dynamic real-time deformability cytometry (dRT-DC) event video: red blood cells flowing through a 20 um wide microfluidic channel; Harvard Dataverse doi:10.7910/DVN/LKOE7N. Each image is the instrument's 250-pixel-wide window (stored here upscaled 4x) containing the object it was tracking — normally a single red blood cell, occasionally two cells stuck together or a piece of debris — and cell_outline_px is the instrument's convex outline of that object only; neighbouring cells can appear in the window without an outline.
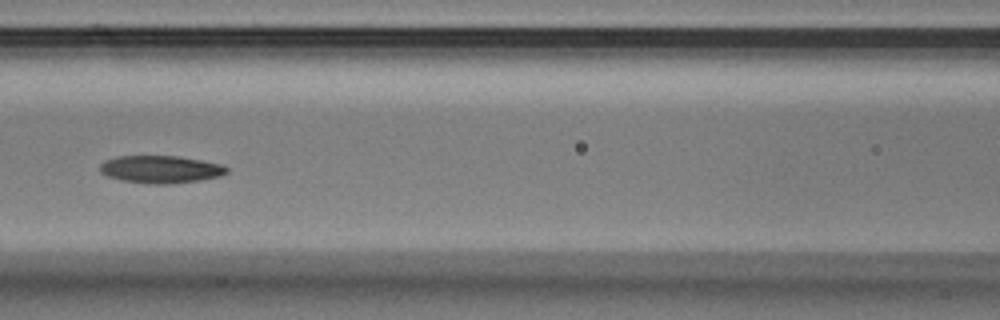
{"species": "Egyptian fruit bat (a non-hibernating species)", "species_latin": "Rousettus aegyptiacus", "temperature_condition": "warm", "stored_images_in_passage": 40, "camera_frame_rate_fps": 3000, "um_per_image_px": 0.085, "animal": {"sex": "male"}, "frame": {"image": 1, "passage_image": 18, "time_ms": 5.667, "image_size_px": [1000, 320], "cell_outline_px": [[228, 172], [220, 176], [200, 180], [172, 184], [156, 184], [124, 180], [108, 176], [100, 172], [100, 164], [104, 160], [116, 156], [176, 156], [224, 164], [228, 168]], "centroid_in_image_um": [13.68, 14.38], "position_along_channel_um": 152.9, "area_um2": 20.29}}
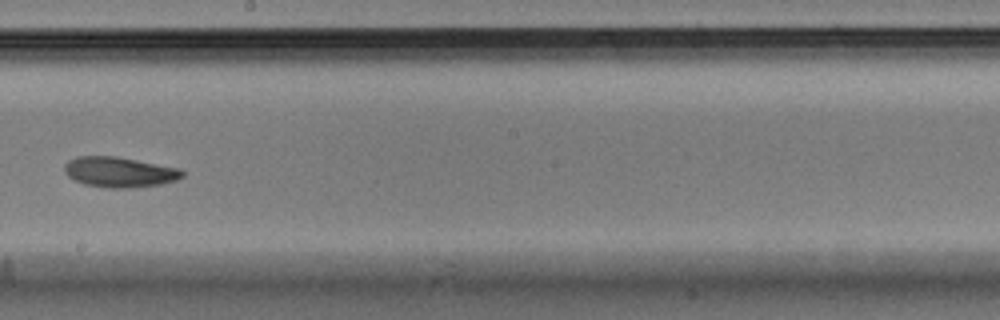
{"frame": {"image": 2, "passage_image": 23, "time_ms": 7.333, "image_size_px": [1000, 320], "cell_outline_px": [[184, 176], [176, 180], [160, 184], [128, 188], [108, 188], [84, 184], [68, 176], [64, 172], [64, 164], [68, 160], [76, 156], [116, 156], [180, 168], [184, 172]], "centroid_in_image_um": [10.14, 14.62], "position_along_channel_um": 238.1, "area_um2": 20.87}}